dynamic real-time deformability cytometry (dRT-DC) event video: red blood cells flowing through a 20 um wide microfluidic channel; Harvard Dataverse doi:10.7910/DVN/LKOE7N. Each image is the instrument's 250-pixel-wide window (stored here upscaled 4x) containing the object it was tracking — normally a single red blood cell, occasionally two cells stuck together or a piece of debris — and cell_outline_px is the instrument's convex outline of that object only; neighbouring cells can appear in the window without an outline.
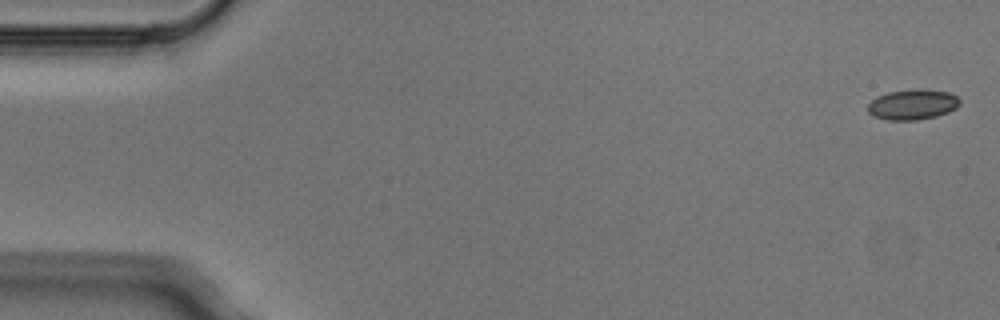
{"species": "Egyptian fruit bat (a non-hibernating species)", "species_latin": "Rousettus aegyptiacus", "temperature_condition": "cold", "stored_images_in_passage": 2, "camera_frame_rate_fps": 3000, "um_per_image_px": 0.085, "animal": {"sex": "male"}, "frame": {"image": 1, "passage_image": 1, "time_ms": 0.0, "image_size_px": [1000, 320], "cell_outline_px": [[960, 104], [956, 108], [948, 112], [936, 116], [916, 120], [888, 120], [872, 116], [868, 112], [868, 104], [872, 100], [888, 92], [916, 88], [948, 92], [956, 96], [960, 100]], "centroid_in_image_um": [77.57, 8.88], "position_along_channel_um": 7.4, "area_um2": 16.24}}